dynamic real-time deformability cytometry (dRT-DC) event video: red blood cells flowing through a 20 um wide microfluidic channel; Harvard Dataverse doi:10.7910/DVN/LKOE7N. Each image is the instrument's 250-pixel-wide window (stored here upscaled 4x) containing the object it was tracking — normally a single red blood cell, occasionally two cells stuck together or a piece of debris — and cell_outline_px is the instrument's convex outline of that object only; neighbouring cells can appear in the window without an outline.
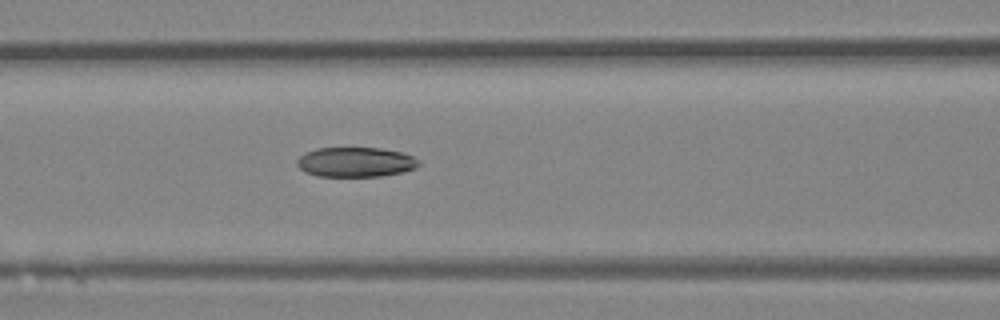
{"species": "Egyptian fruit bat (a non-hibernating species)", "species_latin": "Rousettus aegyptiacus", "temperature_condition": "room temperature", "stored_images_in_passage": 6, "camera_frame_rate_fps": 3000, "um_per_image_px": 0.085, "animal": {"sex": "female"}, "frame": {"image": 1, "passage_image": 6, "time_ms": 7.0, "image_size_px": [1000, 320], "cell_outline_px": [[420, 164], [416, 168], [404, 172], [380, 176], [316, 176], [304, 172], [296, 164], [296, 160], [304, 152], [316, 148], [380, 148], [400, 152], [412, 156], [420, 160]], "centroid_in_image_um": [30.21, 13.78], "position_along_channel_um": 136.4, "area_um2": 21.27}}